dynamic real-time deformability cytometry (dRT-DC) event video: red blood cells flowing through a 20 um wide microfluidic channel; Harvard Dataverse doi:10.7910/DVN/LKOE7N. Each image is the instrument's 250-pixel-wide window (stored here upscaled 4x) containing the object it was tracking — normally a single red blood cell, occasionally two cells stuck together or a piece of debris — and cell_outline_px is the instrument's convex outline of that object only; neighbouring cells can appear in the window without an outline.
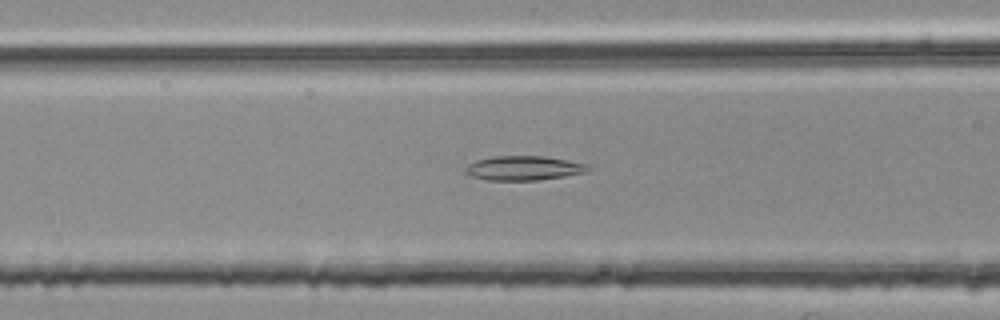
{"species": "common noctule bat (a hibernating species)", "species_latin": "Nyctalus noctula", "temperature_condition": "room temperature", "stored_images_in_passage": 39, "camera_frame_rate_fps": 3000, "um_per_image_px": 0.085, "animal": {"sex": "female", "body_mass_g": 25.1}, "frame": {"image": 1, "passage_image": 6, "time_ms": 1.667, "image_size_px": [1000, 320], "cell_outline_px": [[588, 168], [584, 172], [564, 176], [536, 180], [488, 180], [472, 176], [464, 172], [464, 168], [468, 164], [476, 160], [492, 156], [544, 156], [588, 164]], "centroid_in_image_um": [44.45, 14.28], "position_along_channel_um": 122.2, "area_um2": 17.22}}
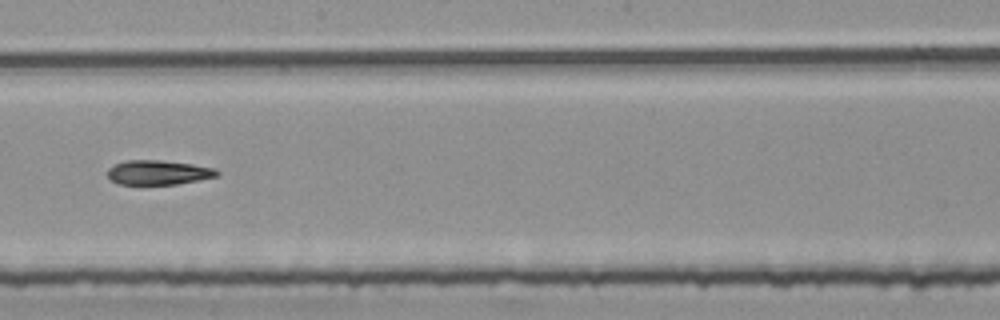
{"frame": {"image": 2, "passage_image": 15, "time_ms": 4.667, "image_size_px": [1000, 320], "cell_outline_px": [[220, 176], [200, 180], [176, 184], [120, 184], [112, 180], [108, 176], [108, 168], [116, 164], [128, 160], [160, 160], [192, 164], [216, 168], [220, 172]], "centroid_in_image_um": [13.52, 14.66], "position_along_channel_um": 234.7, "area_um2": 15.61}}
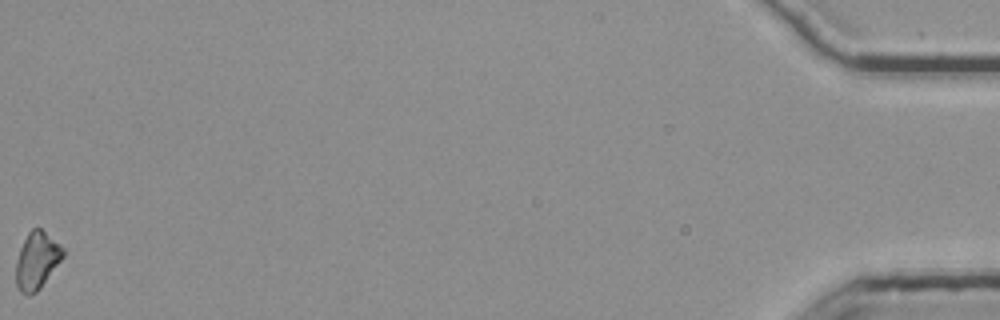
{"frame": {"image": 3, "passage_image": 39, "time_ms": 12.667, "image_size_px": [1000, 320], "cell_outline_px": [[64, 256], [40, 288], [36, 292], [28, 296], [20, 292], [16, 284], [16, 260], [20, 248], [28, 232], [32, 228], [40, 228], [60, 244], [64, 248]], "centroid_in_image_um": [3.12, 22.15], "position_along_channel_um": 432.1, "area_um2": 15.61}}